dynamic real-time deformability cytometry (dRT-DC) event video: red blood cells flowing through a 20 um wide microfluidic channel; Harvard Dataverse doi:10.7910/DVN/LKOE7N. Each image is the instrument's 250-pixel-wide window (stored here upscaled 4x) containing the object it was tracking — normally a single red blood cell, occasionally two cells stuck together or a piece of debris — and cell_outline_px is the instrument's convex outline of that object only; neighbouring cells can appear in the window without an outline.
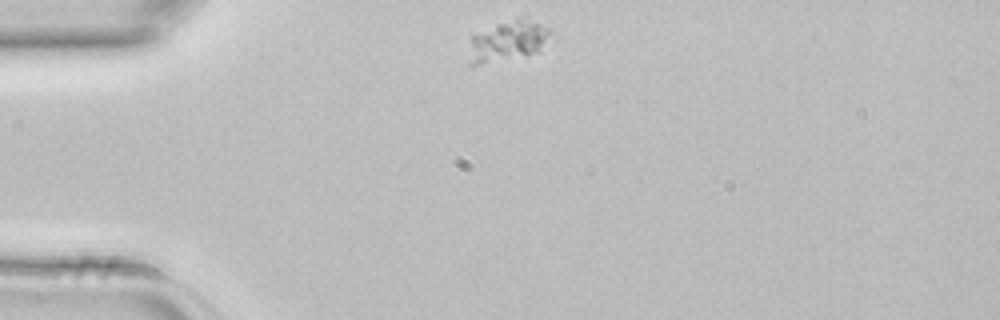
{"species": "common noctule bat (a hibernating species)", "species_latin": "Nyctalus noctula", "temperature_condition": "room temperature", "stored_images_in_passage": 2, "camera_frame_rate_fps": 3000, "um_per_image_px": 0.085, "animal": {"sex": "female", "body_mass_g": 22.7, "forearm_length_mm": 54.2}, "frame": {"image": 1, "passage_image": 1, "time_ms": 0.0, "image_size_px": [1000, 320], "cell_outline_px": [[552, 32], [540, 52], [480, 64], [468, 64], [472, 36], [496, 24], [516, 16], [552, 28]], "centroid_in_image_um": [43.21, 3.46], "position_along_channel_um": 41.8, "area_um2": 19.07}}